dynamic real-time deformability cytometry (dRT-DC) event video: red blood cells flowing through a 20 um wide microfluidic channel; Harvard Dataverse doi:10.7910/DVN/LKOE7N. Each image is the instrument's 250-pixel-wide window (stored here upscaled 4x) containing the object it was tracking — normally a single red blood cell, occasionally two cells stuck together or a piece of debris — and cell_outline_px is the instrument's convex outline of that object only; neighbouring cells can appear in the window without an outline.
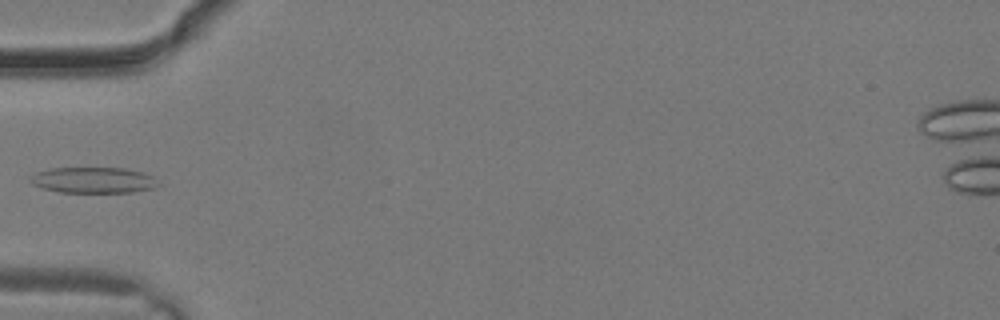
{"species": "common noctule bat (a hibernating species)", "species_latin": "Nyctalus noctula", "temperature_condition": "warm", "stored_images_in_passage": 28, "camera_frame_rate_fps": 3000, "um_per_image_px": 0.085, "animal": {"sex": "male", "body_mass_g": 19.2, "forearm_length_mm": 51.8}, "frame": {"image": 1, "passage_image": 9, "time_ms": 2.667, "image_size_px": [1000, 320], "cell_outline_px": [[160, 184], [152, 188], [132, 192], [60, 192], [44, 188], [32, 184], [28, 180], [28, 176], [36, 172], [52, 168], [124, 168], [144, 172], [152, 176]], "centroid_in_image_um": [7.91, 15.3], "position_along_channel_um": 77.1, "area_um2": 19.31}}
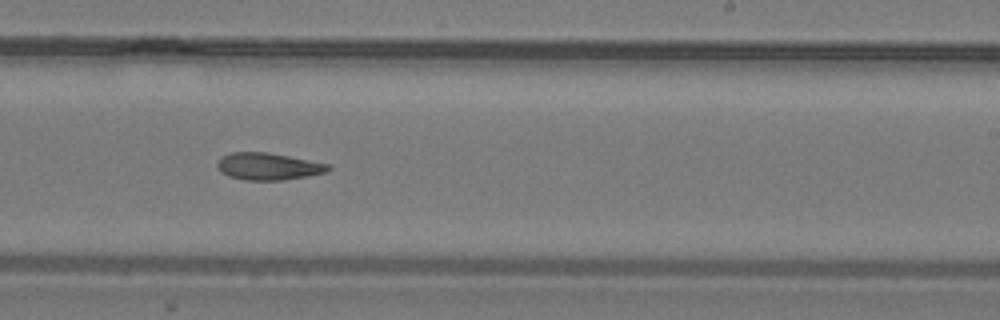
{"frame": {"image": 2, "passage_image": 17, "time_ms": 5.333, "image_size_px": [1000, 320], "cell_outline_px": [[332, 168], [324, 172], [308, 176], [284, 180], [244, 180], [228, 176], [220, 172], [216, 168], [216, 164], [220, 156], [228, 152], [268, 152], [332, 164]], "centroid_in_image_um": [22.77, 14.13], "position_along_channel_um": 266.2, "area_um2": 17.86}}
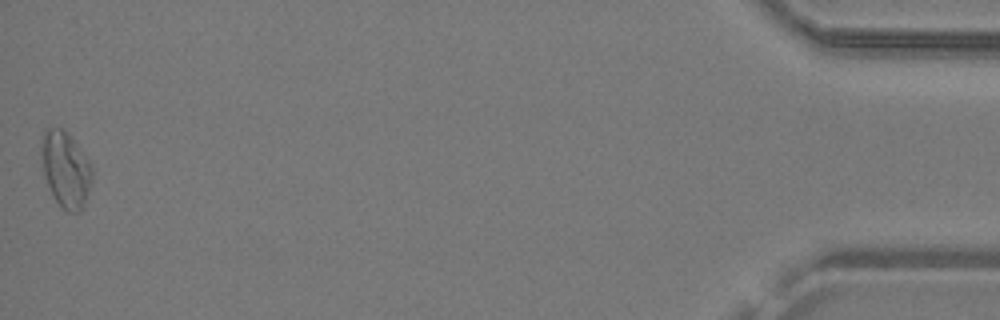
{"frame": {"image": 3, "passage_image": 28, "time_ms": 9.0, "image_size_px": [1000, 320], "cell_outline_px": [[92, 180], [84, 204], [80, 212], [68, 212], [60, 208], [44, 176], [40, 152], [40, 144], [44, 128], [60, 128], [72, 136], [92, 164]], "centroid_in_image_um": [5.57, 14.37], "position_along_channel_um": 429.6, "area_um2": 22.72}}